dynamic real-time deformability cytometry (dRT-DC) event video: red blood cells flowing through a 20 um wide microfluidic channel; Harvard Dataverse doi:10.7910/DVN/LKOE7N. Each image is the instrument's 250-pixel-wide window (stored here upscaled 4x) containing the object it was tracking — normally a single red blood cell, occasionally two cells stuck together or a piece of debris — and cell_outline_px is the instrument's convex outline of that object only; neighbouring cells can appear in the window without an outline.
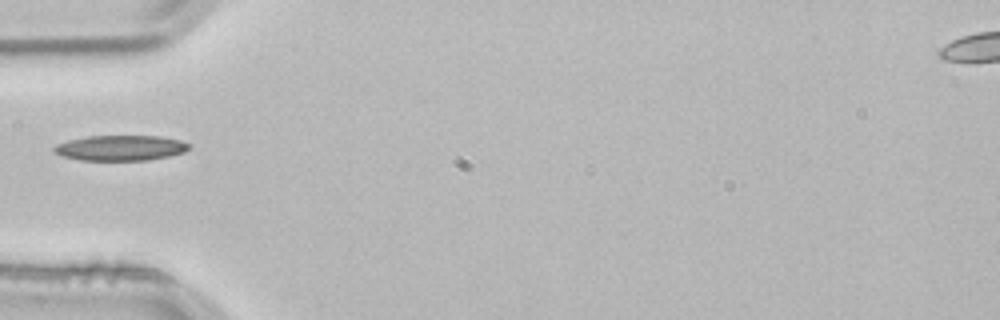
{"species": "common noctule bat (a hibernating species)", "species_latin": "Nyctalus noctula", "temperature_condition": "room temperature", "stored_images_in_passage": 2, "camera_frame_rate_fps": 3000, "um_per_image_px": 0.085, "animal": {"sex": "male", "body_mass_g": 21.5, "forearm_length_mm": 52.0}, "frame": {"image": 1, "passage_image": 2, "time_ms": 0.333, "image_size_px": [1000, 320], "cell_outline_px": [[188, 148], [184, 152], [168, 156], [148, 160], [80, 160], [64, 156], [52, 152], [52, 148], [56, 144], [68, 140], [88, 136], [160, 136], [180, 140], [188, 144]], "centroid_in_image_um": [10.19, 12.57], "position_along_channel_um": 74.8, "area_um2": 19.83}}